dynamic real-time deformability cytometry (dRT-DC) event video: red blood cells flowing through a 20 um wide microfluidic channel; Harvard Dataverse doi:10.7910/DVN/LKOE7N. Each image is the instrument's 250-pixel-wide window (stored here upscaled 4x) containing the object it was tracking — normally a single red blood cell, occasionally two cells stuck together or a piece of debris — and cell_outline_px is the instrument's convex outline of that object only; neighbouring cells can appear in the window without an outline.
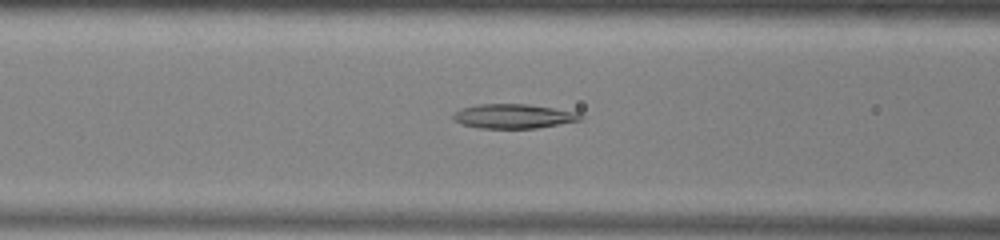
{"species": "common noctule bat (a hibernating species)", "species_latin": "Nyctalus noctula", "temperature_condition": "warm", "stored_images_in_passage": 51, "camera_frame_rate_fps": 3000, "um_per_image_px": 0.085, "animal": {"sex": "male", "body_mass_g": 13.0, "forearm_length_mm": 53.1}, "frame": {"image": 1, "passage_image": 20, "time_ms": 6.333, "image_size_px": [1000, 240], "cell_outline_px": [[584, 120], [536, 128], [480, 128], [464, 124], [456, 120], [452, 116], [452, 112], [460, 108], [480, 104], [528, 104], [580, 112], [584, 116]], "centroid_in_image_um": [43.71, 9.87], "position_along_channel_um": 122.9, "area_um2": 18.21}}
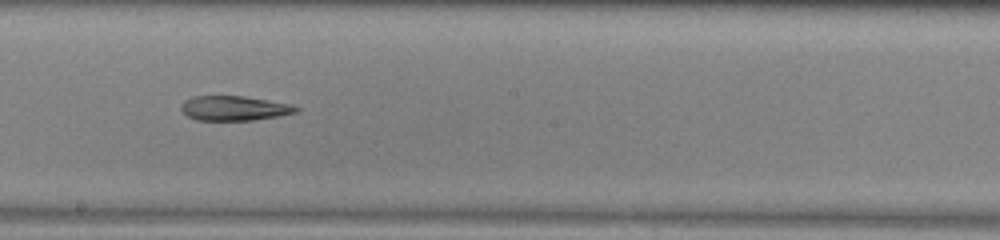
{"frame": {"image": 2, "passage_image": 28, "time_ms": 9.0, "image_size_px": [1000, 240], "cell_outline_px": [[300, 108], [296, 112], [276, 116], [252, 120], [196, 120], [188, 116], [180, 108], [180, 104], [184, 100], [192, 96], [244, 96], [292, 104]], "centroid_in_image_um": [19.88, 9.19], "position_along_channel_um": 228.3, "area_um2": 16.47}}
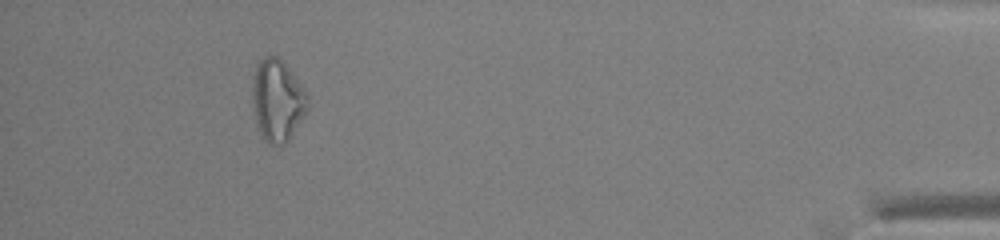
{"frame": {"image": 3, "passage_image": 47, "time_ms": 15.333, "image_size_px": [1000, 240], "cell_outline_px": [[308, 108], [304, 116], [288, 140], [280, 148], [264, 140], [256, 120], [252, 108], [252, 76], [256, 64], [264, 56], [276, 56], [288, 68], [308, 92]], "centroid_in_image_um": [23.57, 8.53], "position_along_channel_um": 411.6, "area_um2": 26.53}}